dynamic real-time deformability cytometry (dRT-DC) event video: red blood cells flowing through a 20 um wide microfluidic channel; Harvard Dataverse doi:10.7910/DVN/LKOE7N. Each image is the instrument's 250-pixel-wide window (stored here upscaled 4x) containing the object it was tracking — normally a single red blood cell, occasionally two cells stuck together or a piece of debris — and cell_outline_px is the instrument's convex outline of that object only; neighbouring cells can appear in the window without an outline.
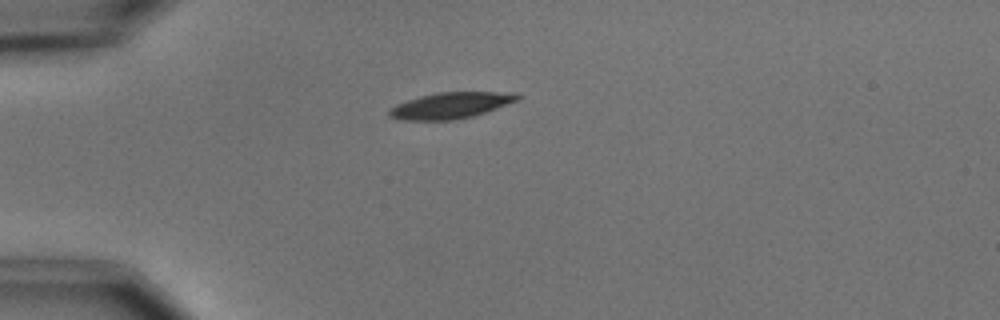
{"species": "common noctule bat (a hibernating species)", "species_latin": "Nyctalus noctula", "temperature_condition": "cold", "stored_images_in_passage": 2, "camera_frame_rate_fps": 3000, "um_per_image_px": 0.085, "animal": {"sex": "male", "body_mass_g": 15.6}, "frame": {"image": 1, "passage_image": 1, "time_ms": 0.0, "image_size_px": [1000, 320], "cell_outline_px": [[520, 100], [472, 116], [452, 120], [404, 120], [388, 116], [388, 108], [396, 104], [420, 96], [436, 92], [516, 92], [520, 96]], "centroid_in_image_um": [38.3, 8.95], "position_along_channel_um": 46.7, "area_um2": 19.54}}